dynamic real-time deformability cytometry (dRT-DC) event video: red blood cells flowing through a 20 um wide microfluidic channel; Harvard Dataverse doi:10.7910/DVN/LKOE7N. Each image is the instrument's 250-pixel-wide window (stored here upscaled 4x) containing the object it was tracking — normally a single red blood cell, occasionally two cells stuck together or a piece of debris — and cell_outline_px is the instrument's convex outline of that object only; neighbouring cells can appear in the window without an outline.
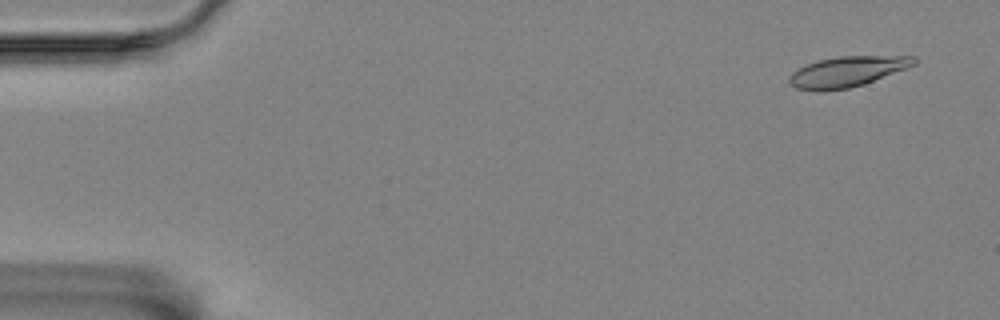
{"species": "Egyptian fruit bat (a non-hibernating species)", "species_latin": "Rousettus aegyptiacus", "temperature_condition": "room temperature", "stored_images_in_passage": 57, "camera_frame_rate_fps": 3000, "um_per_image_px": 0.085, "animal": {"sex": "female"}, "frame": {"image": 1, "passage_image": 3, "time_ms": 0.667, "image_size_px": [1000, 320], "cell_outline_px": [[916, 64], [864, 84], [848, 88], [796, 88], [788, 80], [788, 76], [792, 72], [804, 64], [820, 60], [840, 56], [916, 56]], "centroid_in_image_um": [72.04, 6.04], "position_along_channel_um": 13.0, "area_um2": 21.33}}
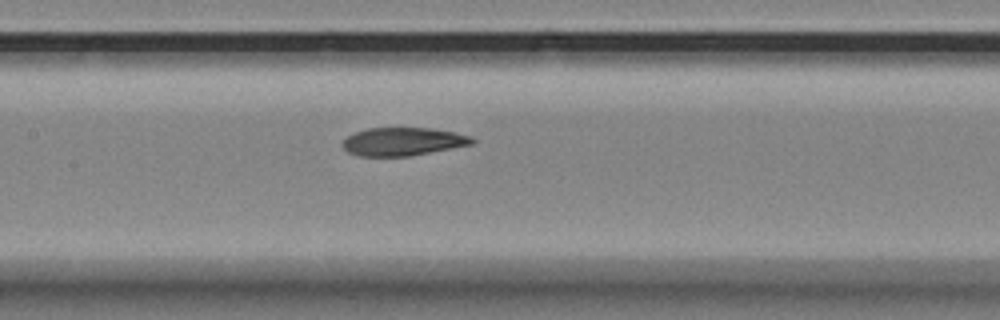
{"frame": {"image": 2, "passage_image": 27, "time_ms": 8.667, "image_size_px": [1000, 320], "cell_outline_px": [[476, 140], [472, 144], [452, 148], [408, 156], [360, 156], [348, 152], [340, 144], [352, 132], [368, 128], [432, 128], [456, 132], [472, 136]], "centroid_in_image_um": [34.24, 12.02], "position_along_channel_um": 173.2, "area_um2": 21.33}}
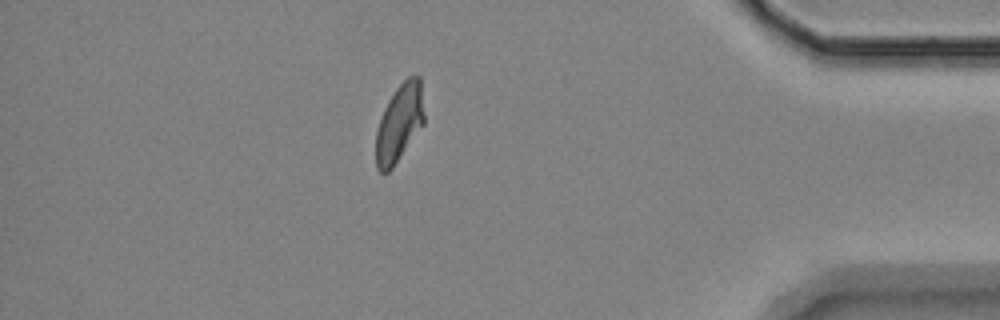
{"frame": {"image": 3, "passage_image": 50, "time_ms": 16.333, "image_size_px": [1000, 320], "cell_outline_px": [[424, 124], [392, 168], [388, 172], [380, 172], [376, 168], [376, 132], [384, 108], [388, 100], [396, 88], [408, 76], [420, 76], [424, 116]], "centroid_in_image_um": [33.94, 10.45], "position_along_channel_um": 401.3, "area_um2": 21.68}, "authors_computed_cell_mechanics": {"area_um2": 22.0218, "velocity_mm_per_s": 3.456, "shape_relaxation_time_tau1_ms": null, "shape_relaxation_time_tau2_ms": 2.5104, "deformation_change_tau1": null, "deformation_change_tau2": 0.089}}